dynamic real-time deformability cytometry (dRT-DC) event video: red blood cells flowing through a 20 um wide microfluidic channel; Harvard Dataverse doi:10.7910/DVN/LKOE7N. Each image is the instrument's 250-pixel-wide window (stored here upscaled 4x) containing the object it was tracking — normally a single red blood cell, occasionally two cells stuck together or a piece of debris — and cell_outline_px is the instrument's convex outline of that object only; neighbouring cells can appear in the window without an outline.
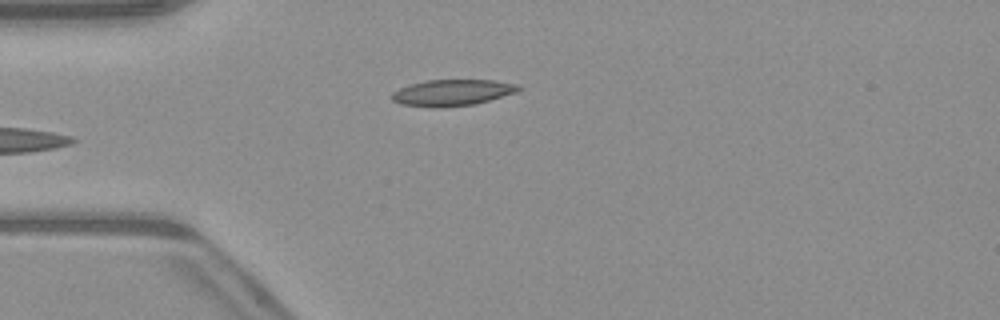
{"species": "common noctule bat (a hibernating species)", "species_latin": "Nyctalus noctula", "temperature_condition": "warm", "stored_images_in_passage": 6, "camera_frame_rate_fps": 3000, "um_per_image_px": 0.085, "animal": {"sex": "male", "body_mass_g": 23.1, "forearm_length_mm": 52.7}, "frame": {"image": 1, "passage_image": 6, "time_ms": 5.667, "image_size_px": [1000, 320], "cell_outline_px": [[524, 88], [516, 92], [476, 104], [440, 108], [432, 108], [400, 104], [392, 100], [392, 92], [408, 84], [428, 80], [492, 80], [520, 84]], "centroid_in_image_um": [38.45, 7.88], "position_along_channel_um": 46.5, "area_um2": 19.65}}